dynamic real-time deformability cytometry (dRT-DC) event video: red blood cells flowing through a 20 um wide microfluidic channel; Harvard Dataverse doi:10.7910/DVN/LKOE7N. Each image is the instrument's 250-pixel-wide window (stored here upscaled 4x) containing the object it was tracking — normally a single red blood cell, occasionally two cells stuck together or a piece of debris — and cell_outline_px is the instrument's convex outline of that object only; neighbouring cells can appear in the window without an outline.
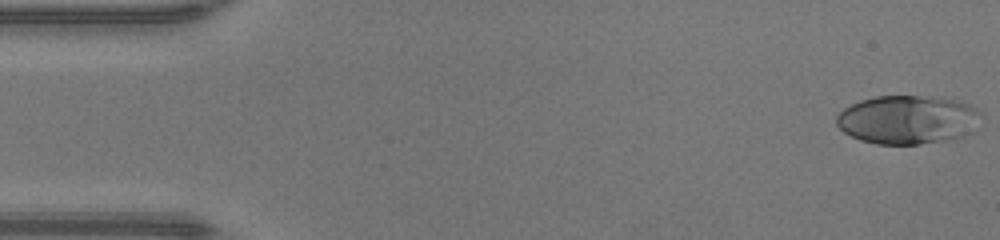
{"species": "human", "species_latin": "Homo sapiens", "temperature_condition": "warm", "stored_images_in_passage": 43, "camera_frame_rate_fps": 3000, "um_per_image_px": 0.085, "donor": {"sex": "male"}, "frame": {"image": 1, "passage_image": 1, "time_ms": 0.0, "image_size_px": [1000, 240], "cell_outline_px": [[980, 112], [972, 132], [964, 136], [952, 140], [920, 144], [876, 144], [860, 140], [844, 132], [836, 124], [836, 116], [844, 108], [860, 100], [876, 96], [920, 96], [952, 100], [968, 104], [976, 108]], "centroid_in_image_um": [77.12, 10.19], "position_along_channel_um": 7.9, "area_um2": 40.81}}
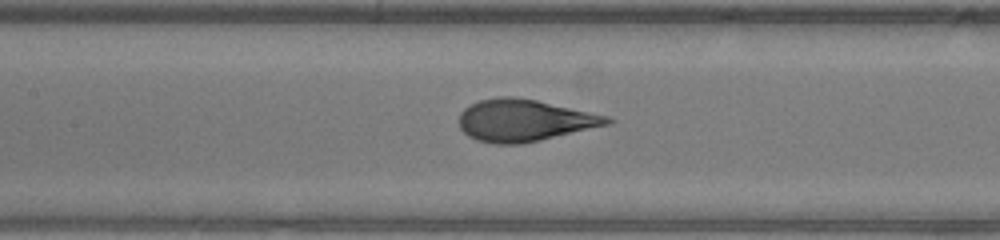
{"frame": {"image": 2, "passage_image": 21, "time_ms": 6.667, "image_size_px": [1000, 240], "cell_outline_px": [[616, 120], [612, 124], [540, 140], [520, 144], [492, 144], [476, 140], [468, 136], [460, 128], [460, 112], [464, 108], [480, 100], [496, 96], [512, 96], [536, 100], [608, 116]], "centroid_in_image_um": [44.57, 10.24], "position_along_channel_um": 162.8, "area_um2": 36.24}}
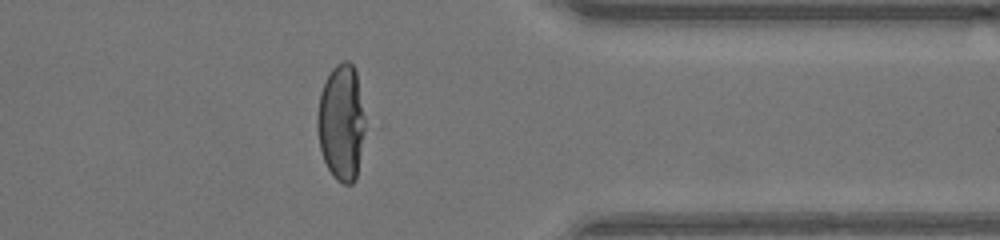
{"frame": {"image": 3, "passage_image": 37, "time_ms": 12.0, "image_size_px": [1000, 240], "cell_outline_px": [[364, 128], [356, 180], [352, 184], [344, 184], [336, 180], [332, 176], [324, 160], [320, 148], [316, 128], [316, 116], [320, 92], [332, 68], [336, 64], [344, 60], [348, 60], [356, 68], [364, 116]], "centroid_in_image_um": [28.99, 10.4], "position_along_channel_um": 382.4, "area_um2": 32.43}, "authors_computed_cell_mechanics": {"area_um2": 36.2406, "velocity_mm_per_s": 4.3812, "shape_relaxation_time_tau1_ms": 4.8559, "shape_relaxation_time_tau2_ms": null, "deformation_change_tau1": 0.2986, "deformation_change_tau2": null}}